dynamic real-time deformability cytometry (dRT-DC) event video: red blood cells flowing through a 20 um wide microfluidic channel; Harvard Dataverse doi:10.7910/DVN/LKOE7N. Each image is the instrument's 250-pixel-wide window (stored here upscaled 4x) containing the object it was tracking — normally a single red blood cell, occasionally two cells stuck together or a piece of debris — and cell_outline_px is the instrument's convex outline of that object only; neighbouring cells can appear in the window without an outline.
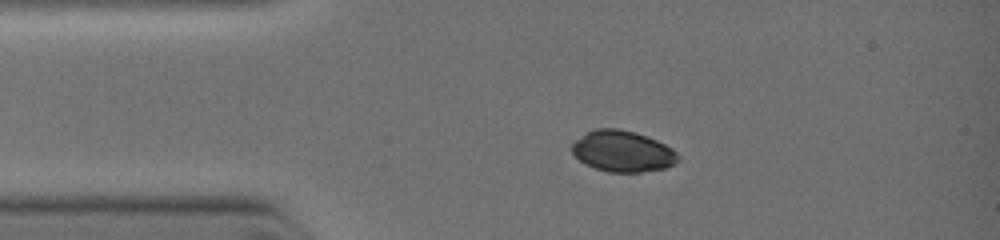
{"species": "common noctule bat (a hibernating species)", "species_latin": "Nyctalus noctula", "temperature_condition": "warm", "stored_images_in_passage": 3, "camera_frame_rate_fps": 3000, "um_per_image_px": 0.085, "animal": {"sex": "female", "body_mass_g": 19.0, "forearm_length_mm": 51.5}, "frame": {"image": 1, "passage_image": 1, "time_ms": 0.0, "image_size_px": [1000, 240], "cell_outline_px": [[680, 160], [664, 168], [640, 172], [608, 172], [584, 164], [572, 152], [572, 144], [576, 140], [588, 132], [596, 128], [620, 128], [636, 132], [648, 136], [672, 148], [680, 156]], "centroid_in_image_um": [52.94, 12.85], "position_along_channel_um": 32.1, "area_um2": 25.37}}